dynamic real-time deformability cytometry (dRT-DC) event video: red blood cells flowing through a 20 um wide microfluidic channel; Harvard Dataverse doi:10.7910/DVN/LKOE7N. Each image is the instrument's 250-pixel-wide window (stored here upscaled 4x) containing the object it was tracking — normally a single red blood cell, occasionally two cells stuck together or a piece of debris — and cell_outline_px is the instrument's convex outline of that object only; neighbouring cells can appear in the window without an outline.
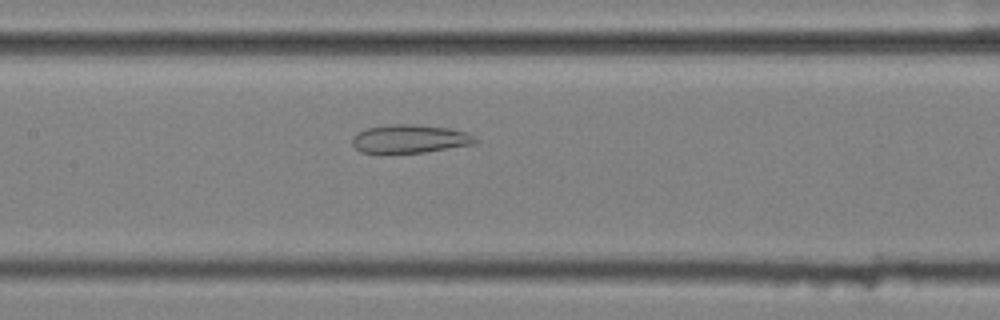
{"species": "common noctule bat (a hibernating species)", "species_latin": "Nyctalus noctula", "temperature_condition": "cold", "stored_images_in_passage": 55, "camera_frame_rate_fps": 3000, "um_per_image_px": 0.085, "animal": {"sex": "female", "body_mass_g": 25.1}, "frame": {"image": 1, "passage_image": 26, "time_ms": 8.333, "image_size_px": [1000, 320], "cell_outline_px": [[476, 144], [424, 152], [380, 156], [360, 152], [352, 144], [352, 136], [356, 132], [368, 128], [388, 124], [416, 124], [448, 128], [468, 132], [476, 140]], "centroid_in_image_um": [34.74, 11.84], "position_along_channel_um": 172.7, "area_um2": 21.15}}
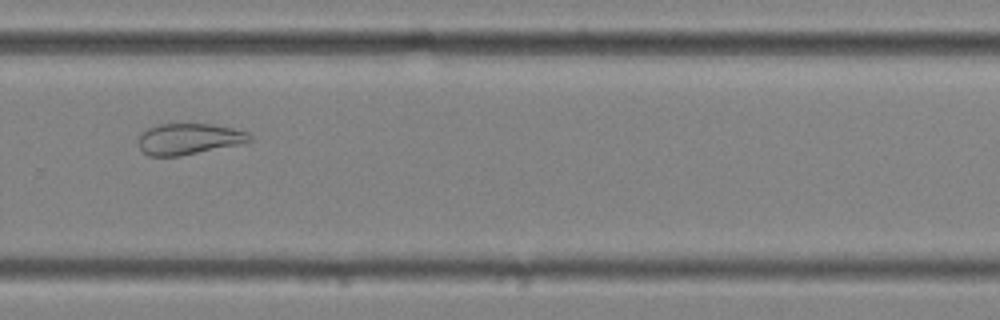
{"frame": {"image": 2, "passage_image": 38, "time_ms": 12.333, "image_size_px": [1000, 320], "cell_outline_px": [[252, 140], [236, 144], [180, 156], [148, 156], [140, 148], [136, 140], [140, 132], [148, 128], [160, 124], [212, 124], [232, 128], [248, 132], [252, 136]], "centroid_in_image_um": [15.98, 11.8], "position_along_channel_um": 313.8, "area_um2": 20.06}}
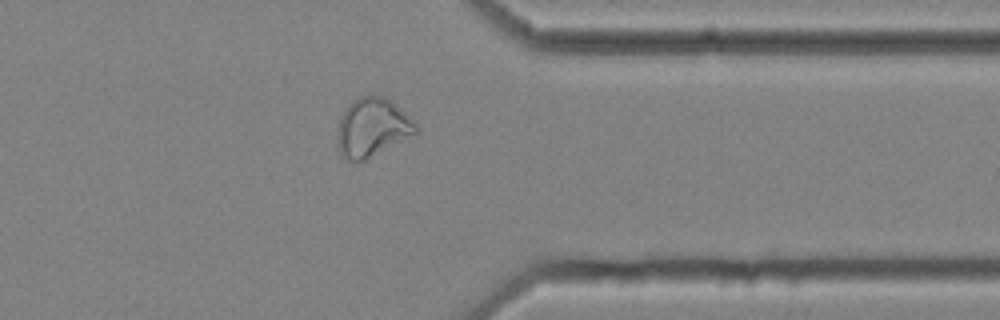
{"frame": {"image": 3, "passage_image": 44, "time_ms": 14.333, "image_size_px": [1000, 320], "cell_outline_px": [[420, 128], [416, 132], [364, 160], [348, 160], [340, 152], [336, 136], [340, 116], [348, 104], [352, 100], [360, 96], [384, 96], [392, 100]], "centroid_in_image_um": [31.6, 10.79], "position_along_channel_um": 379.8, "area_um2": 26.3}, "authors_computed_cell_mechanics": {"area_um2": 27.9174, "velocity_mm_per_s": 3.5323, "shape_relaxation_time_tau1_ms": null, "shape_relaxation_time_tau2_ms": 2.5478, "deformation_change_tau1": null, "deformation_change_tau2": 0.103}}